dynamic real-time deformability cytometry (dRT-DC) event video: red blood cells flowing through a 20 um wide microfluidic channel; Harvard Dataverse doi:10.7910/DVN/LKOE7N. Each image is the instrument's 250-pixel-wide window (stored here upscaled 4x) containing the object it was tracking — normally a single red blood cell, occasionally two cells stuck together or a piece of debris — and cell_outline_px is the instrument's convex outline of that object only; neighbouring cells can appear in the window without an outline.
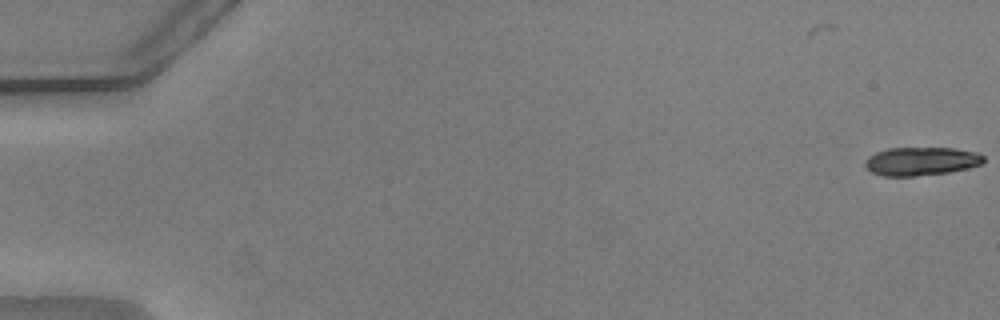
{"species": "common noctule bat (a hibernating species)", "species_latin": "Nyctalus noctula", "temperature_condition": "warm", "stored_images_in_passage": 3, "camera_frame_rate_fps": 3000, "um_per_image_px": 0.085, "animal": {"sex": "male", "body_mass_g": 20.5, "forearm_length_mm": 52.5}, "frame": {"image": 1, "passage_image": 3, "time_ms": 0.667, "image_size_px": [1000, 320], "cell_outline_px": [[984, 160], [980, 164], [968, 168], [948, 172], [916, 176], [884, 176], [872, 172], [864, 164], [864, 160], [868, 156], [876, 152], [888, 148], [952, 148], [976, 152], [984, 156]], "centroid_in_image_um": [78.27, 13.7], "position_along_channel_um": 6.7, "area_um2": 19.54}}